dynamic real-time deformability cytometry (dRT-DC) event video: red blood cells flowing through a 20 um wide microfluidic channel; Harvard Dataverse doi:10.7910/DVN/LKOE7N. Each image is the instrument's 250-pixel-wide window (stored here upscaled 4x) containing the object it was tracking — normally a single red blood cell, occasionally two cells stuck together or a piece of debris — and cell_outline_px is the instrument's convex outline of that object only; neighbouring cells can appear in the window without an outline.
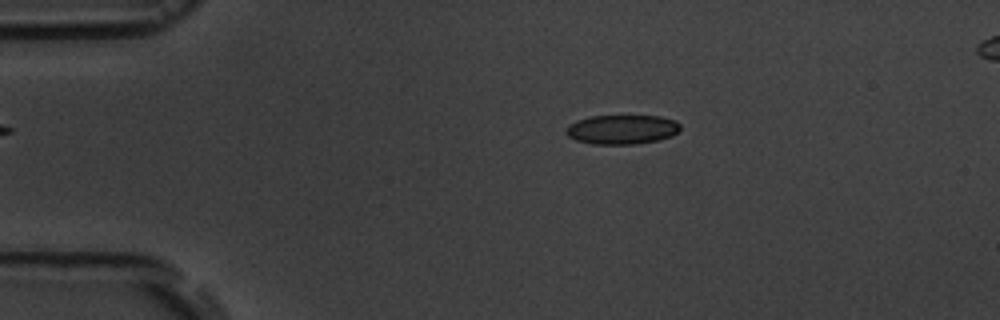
{"species": "common noctule bat (a hibernating species)", "species_latin": "Nyctalus noctula", "temperature_condition": "room temperature", "stored_images_in_passage": 17, "segment_of_instrument_passage": [1, 2], "camera_frame_rate_fps": 3000, "um_per_image_px": 0.085, "animal": {"sex": "male", "body_mass_g": 19.5, "forearm_length_mm": 54.6}, "frame": {"image": 1, "passage_image": 3, "time_ms": 2.333, "image_size_px": [1000, 320], "cell_outline_px": [[680, 128], [672, 136], [656, 140], [636, 144], [592, 144], [576, 140], [568, 136], [564, 132], [568, 124], [576, 120], [588, 116], [660, 116], [676, 120], [680, 124]], "centroid_in_image_um": [52.83, 11.0], "position_along_channel_um": 32.2, "area_um2": 19.65}}
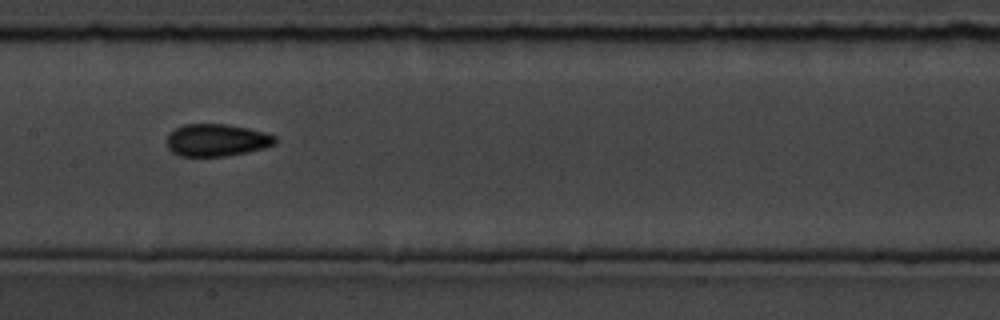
{"frame": {"image": 2, "passage_image": 8, "time_ms": 8.0, "image_size_px": [1000, 320], "cell_outline_px": [[276, 144], [264, 148], [224, 156], [180, 156], [172, 152], [168, 148], [168, 132], [184, 124], [228, 124], [248, 128], [264, 132], [276, 136]], "centroid_in_image_um": [18.41, 11.9], "position_along_channel_um": 189.0, "area_um2": 20.35}}
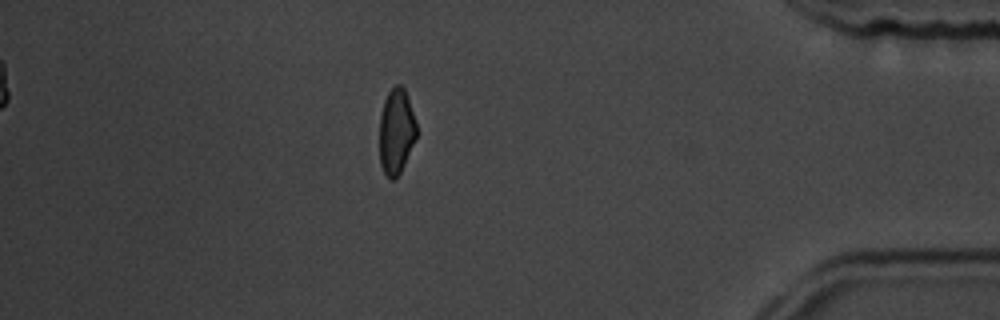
{"frame": {"image": 3, "passage_image": 14, "time_ms": 15.0, "image_size_px": [1000, 320], "cell_outline_px": [[416, 140], [400, 172], [392, 180], [388, 180], [380, 164], [380, 116], [384, 100], [388, 92], [396, 84], [400, 84], [404, 88], [416, 124]], "centroid_in_image_um": [33.67, 11.19], "position_along_channel_um": 401.5, "area_um2": 18.26}}